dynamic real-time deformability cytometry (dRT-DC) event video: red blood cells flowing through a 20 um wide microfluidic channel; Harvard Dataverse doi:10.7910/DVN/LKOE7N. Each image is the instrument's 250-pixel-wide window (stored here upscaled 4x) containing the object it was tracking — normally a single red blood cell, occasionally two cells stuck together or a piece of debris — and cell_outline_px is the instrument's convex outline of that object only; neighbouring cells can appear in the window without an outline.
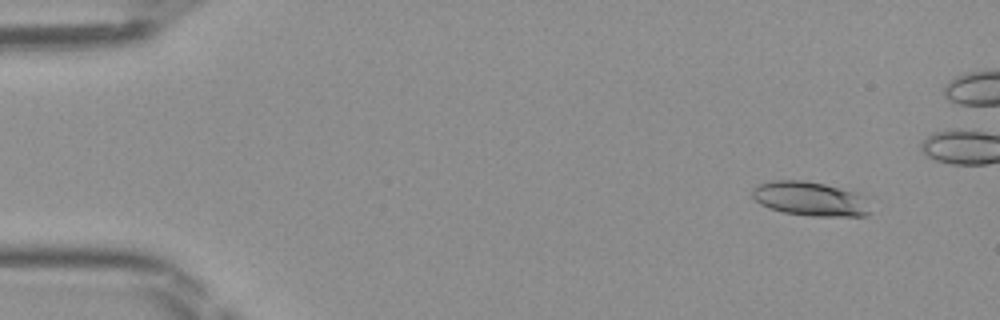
{"species": "Egyptian fruit bat (a non-hibernating species)", "species_latin": "Rousettus aegyptiacus", "temperature_condition": "room temperature", "stored_images_in_passage": 43, "camera_frame_rate_fps": 3000, "um_per_image_px": 0.085, "frame": {"image": 1, "passage_image": 5, "time_ms": 1.333, "image_size_px": [1000, 320], "cell_outline_px": [[868, 212], [864, 216], [808, 216], [784, 212], [768, 208], [760, 204], [752, 196], [752, 188], [756, 184], [772, 180], [804, 180], [824, 184], [856, 192], [864, 196]], "centroid_in_image_um": [68.79, 16.89], "position_along_channel_um": 16.2, "area_um2": 23.52}}
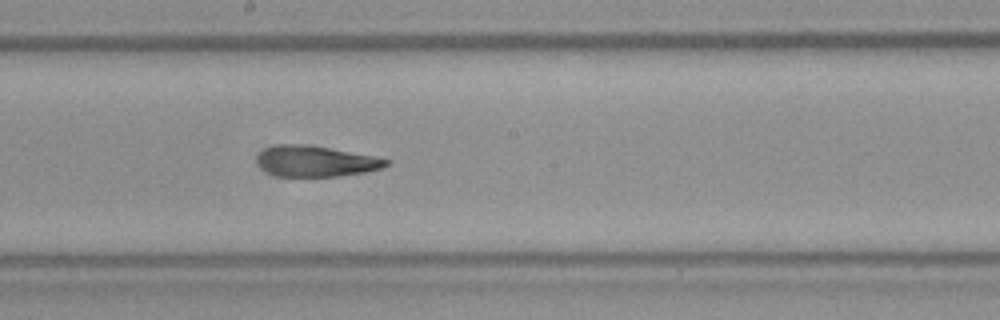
{"frame": {"image": 2, "passage_image": 27, "time_ms": 8.667, "image_size_px": [1000, 320], "cell_outline_px": [[392, 164], [380, 168], [364, 172], [336, 176], [276, 176], [260, 168], [256, 160], [256, 156], [264, 148], [280, 144], [308, 144], [376, 156], [392, 160]], "centroid_in_image_um": [26.84, 13.69], "position_along_channel_um": 221.4, "area_um2": 23.41}}
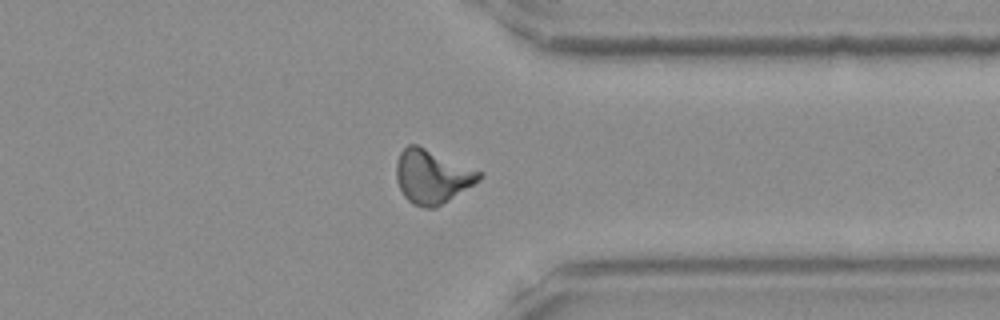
{"frame": {"image": 3, "passage_image": 38, "time_ms": 12.333, "image_size_px": [1000, 320], "cell_outline_px": [[484, 176], [480, 180], [436, 208], [424, 208], [412, 204], [404, 196], [396, 180], [396, 160], [400, 152], [408, 144], [416, 144], [484, 172]], "centroid_in_image_um": [36.73, 15.0], "position_along_channel_um": 374.7, "area_um2": 26.13}}